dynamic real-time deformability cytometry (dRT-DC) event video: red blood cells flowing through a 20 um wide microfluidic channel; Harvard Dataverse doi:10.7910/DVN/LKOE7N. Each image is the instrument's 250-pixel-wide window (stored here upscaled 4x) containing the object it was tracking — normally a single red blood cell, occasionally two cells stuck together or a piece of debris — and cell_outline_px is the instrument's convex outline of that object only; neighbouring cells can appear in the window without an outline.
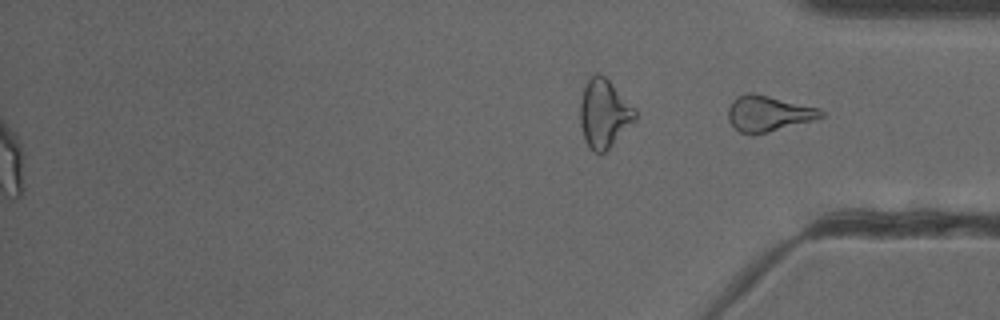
{"species": "common noctule bat (a hibernating species)", "species_latin": "Nyctalus noctula", "temperature_condition": "cold", "stored_images_in_passage": 55, "segment_of_instrument_passage": [2, 2], "camera_frame_rate_fps": 3000, "um_per_image_px": 0.085, "animal": {"sex": "female"}, "frame": {"image": 1, "passage_image": 55, "time_ms": 18.0, "image_size_px": [1000, 320], "cell_outline_px": [[824, 116], [768, 132], [740, 132], [728, 120], [728, 108], [732, 100], [736, 96], [748, 92], [752, 92], [820, 108], [824, 112]], "centroid_in_image_um": [65.28, 9.6], "position_along_channel_um": 369.9, "area_um2": 18.84}}